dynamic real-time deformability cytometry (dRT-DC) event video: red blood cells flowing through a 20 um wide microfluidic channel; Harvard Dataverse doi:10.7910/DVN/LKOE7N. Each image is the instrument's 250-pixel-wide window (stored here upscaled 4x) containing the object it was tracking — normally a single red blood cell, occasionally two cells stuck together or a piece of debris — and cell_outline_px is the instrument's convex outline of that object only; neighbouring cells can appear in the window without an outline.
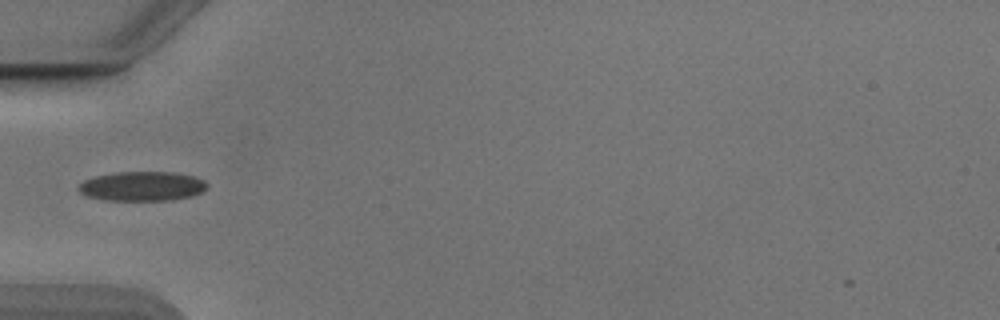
{"species": "Egyptian fruit bat (a non-hibernating species)", "species_latin": "Rousettus aegyptiacus", "temperature_condition": "cold", "stored_images_in_passage": 36, "camera_frame_rate_fps": 3000, "um_per_image_px": 0.085, "animal": {"sex": "male"}, "frame": {"image": 1, "passage_image": 1, "time_ms": 0.0, "image_size_px": [1000, 320], "cell_outline_px": [[208, 188], [192, 196], [172, 200], [104, 200], [88, 196], [80, 192], [76, 188], [84, 180], [96, 176], [116, 172], [172, 172], [192, 176], [204, 180], [208, 184]], "centroid_in_image_um": [12.09, 15.83], "position_along_channel_um": 72.9, "area_um2": 22.02}}
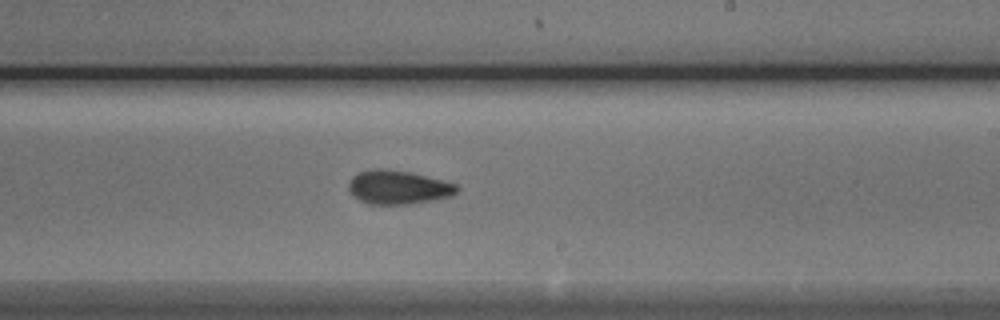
{"frame": {"image": 2, "passage_image": 15, "time_ms": 4.667, "image_size_px": [1000, 320], "cell_outline_px": [[460, 188], [452, 196], [408, 204], [368, 204], [360, 200], [348, 188], [348, 184], [352, 176], [360, 172], [372, 168], [388, 168], [408, 172], [456, 184]], "centroid_in_image_um": [33.82, 15.91], "position_along_channel_um": 255.2, "area_um2": 21.04}}
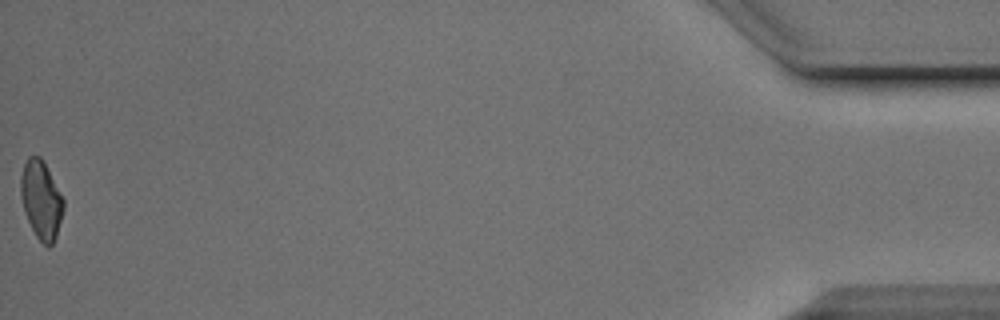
{"frame": {"image": 3, "passage_image": 36, "time_ms": 11.667, "image_size_px": [1000, 320], "cell_outline_px": [[64, 208], [56, 236], [52, 244], [48, 248], [36, 236], [24, 212], [20, 196], [20, 176], [24, 164], [28, 156], [40, 156], [44, 160], [64, 200]], "centroid_in_image_um": [3.49, 16.96], "position_along_channel_um": 431.7, "area_um2": 19.54}, "authors_computed_cell_mechanics": {"area_um2": 20.5479, "velocity_mm_per_s": 3.9003, "shape_relaxation_time_tau1_ms": 6.6512, "shape_relaxation_time_tau2_ms": 5.5553, "deformation_change_tau1": 0.134, "deformation_change_tau2": 0.112}}